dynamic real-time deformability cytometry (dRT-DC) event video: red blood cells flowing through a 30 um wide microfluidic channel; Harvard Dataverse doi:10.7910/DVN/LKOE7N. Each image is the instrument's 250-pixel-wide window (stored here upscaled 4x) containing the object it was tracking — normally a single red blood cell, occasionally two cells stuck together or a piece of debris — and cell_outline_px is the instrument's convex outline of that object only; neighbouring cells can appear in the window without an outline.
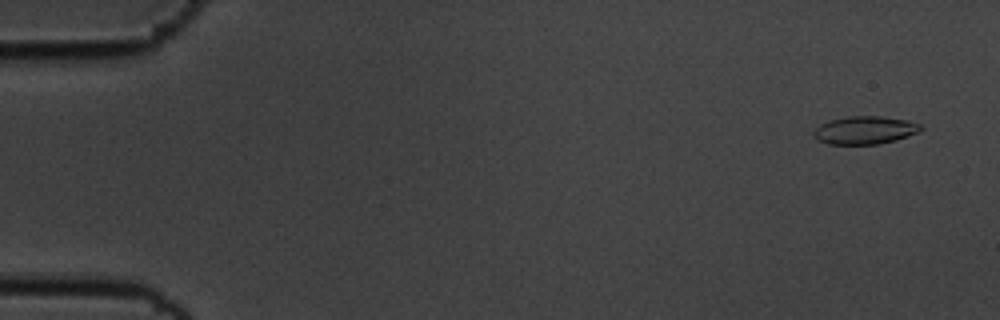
{"species": "common noctule bat (a hibernating species)", "species_latin": "Nyctalus noctula", "temperature_condition": "cold", "stored_images_in_passage": 16, "camera_frame_rate_fps": 3000, "um_per_image_px": 0.085, "animal": {"sex": "male", "body_mass_g": 19.5, "forearm_length_mm": 54.6}, "frame": {"image": 1, "passage_image": 3, "time_ms": 0.667, "image_size_px": [1000, 320], "cell_outline_px": [[924, 128], [920, 132], [896, 140], [880, 144], [828, 144], [816, 140], [812, 132], [820, 124], [828, 120], [848, 116], [880, 116], [908, 120], [920, 124]], "centroid_in_image_um": [73.51, 11.06], "position_along_channel_um": 11.5, "area_um2": 17.69}}